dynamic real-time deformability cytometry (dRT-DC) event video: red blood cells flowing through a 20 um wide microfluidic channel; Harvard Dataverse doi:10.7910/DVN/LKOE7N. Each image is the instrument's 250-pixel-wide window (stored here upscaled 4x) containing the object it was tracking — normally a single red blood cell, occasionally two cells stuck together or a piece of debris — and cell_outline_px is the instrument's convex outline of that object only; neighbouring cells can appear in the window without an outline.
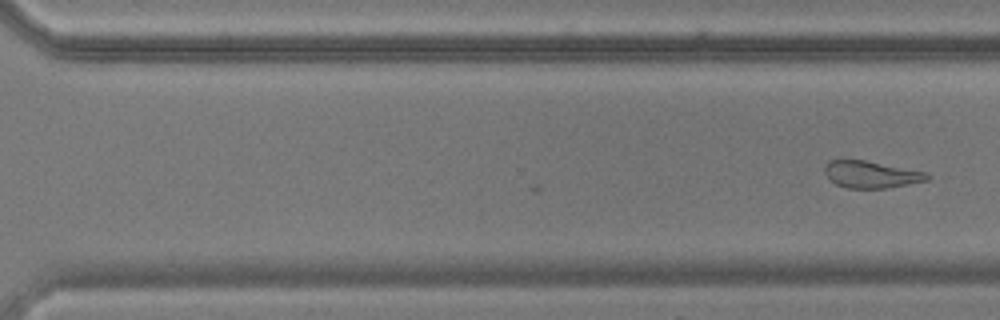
{"species": "common noctule bat (a hibernating species)", "species_latin": "Nyctalus noctula", "temperature_condition": "warm", "stored_images_in_passage": 19, "camera_frame_rate_fps": 3000, "um_per_image_px": 0.085, "animal": {"sex": "male", "body_mass_g": 17.9, "forearm_length_mm": 54.2}, "frame": {"image": 1, "passage_image": 19, "time_ms": 6.0, "image_size_px": [1000, 320], "cell_outline_px": [[932, 176], [928, 180], [908, 184], [884, 188], [848, 188], [836, 184], [828, 180], [824, 172], [824, 168], [828, 160], [864, 160], [928, 172]], "centroid_in_image_um": [74.04, 14.83], "position_along_channel_um": 296.6, "area_um2": 16.18}}